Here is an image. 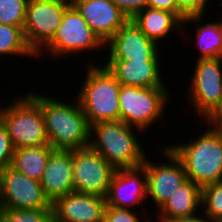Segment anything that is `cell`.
Instances as JSON below:
<instances>
[{
	"label": "cell",
	"instance_id": "1",
	"mask_svg": "<svg viewBox=\"0 0 222 222\" xmlns=\"http://www.w3.org/2000/svg\"><path fill=\"white\" fill-rule=\"evenodd\" d=\"M29 94L38 102L49 145L54 150H77L89 146L90 126L78 99L66 103L35 90Z\"/></svg>",
	"mask_w": 222,
	"mask_h": 222
},
{
	"label": "cell",
	"instance_id": "2",
	"mask_svg": "<svg viewBox=\"0 0 222 222\" xmlns=\"http://www.w3.org/2000/svg\"><path fill=\"white\" fill-rule=\"evenodd\" d=\"M207 125L188 143L166 144L183 164L187 179L201 188L222 181V126Z\"/></svg>",
	"mask_w": 222,
	"mask_h": 222
},
{
	"label": "cell",
	"instance_id": "3",
	"mask_svg": "<svg viewBox=\"0 0 222 222\" xmlns=\"http://www.w3.org/2000/svg\"><path fill=\"white\" fill-rule=\"evenodd\" d=\"M135 131L144 133L120 120L95 123L90 126L89 147L115 169L140 167L147 155Z\"/></svg>",
	"mask_w": 222,
	"mask_h": 222
},
{
	"label": "cell",
	"instance_id": "4",
	"mask_svg": "<svg viewBox=\"0 0 222 222\" xmlns=\"http://www.w3.org/2000/svg\"><path fill=\"white\" fill-rule=\"evenodd\" d=\"M86 67V76L76 98L88 125L120 120L119 93L122 85L105 65L92 62Z\"/></svg>",
	"mask_w": 222,
	"mask_h": 222
},
{
	"label": "cell",
	"instance_id": "5",
	"mask_svg": "<svg viewBox=\"0 0 222 222\" xmlns=\"http://www.w3.org/2000/svg\"><path fill=\"white\" fill-rule=\"evenodd\" d=\"M20 96H15L7 106L0 105V120L6 126L14 148L48 145L38 102L29 93Z\"/></svg>",
	"mask_w": 222,
	"mask_h": 222
},
{
	"label": "cell",
	"instance_id": "6",
	"mask_svg": "<svg viewBox=\"0 0 222 222\" xmlns=\"http://www.w3.org/2000/svg\"><path fill=\"white\" fill-rule=\"evenodd\" d=\"M168 87L121 86L120 121L140 129L142 132L152 128V124L164 117V110L171 93Z\"/></svg>",
	"mask_w": 222,
	"mask_h": 222
},
{
	"label": "cell",
	"instance_id": "7",
	"mask_svg": "<svg viewBox=\"0 0 222 222\" xmlns=\"http://www.w3.org/2000/svg\"><path fill=\"white\" fill-rule=\"evenodd\" d=\"M43 49L37 54V57H41L43 51L46 50L45 53L49 52V55L54 56L53 59L63 57L66 59V56L68 58L85 51L90 53V50H96L95 53L99 50L103 52L105 43L89 27L78 11L70 5L63 14L55 36Z\"/></svg>",
	"mask_w": 222,
	"mask_h": 222
},
{
	"label": "cell",
	"instance_id": "8",
	"mask_svg": "<svg viewBox=\"0 0 222 222\" xmlns=\"http://www.w3.org/2000/svg\"><path fill=\"white\" fill-rule=\"evenodd\" d=\"M70 0H29L24 35L28 46L37 55L53 39Z\"/></svg>",
	"mask_w": 222,
	"mask_h": 222
},
{
	"label": "cell",
	"instance_id": "9",
	"mask_svg": "<svg viewBox=\"0 0 222 222\" xmlns=\"http://www.w3.org/2000/svg\"><path fill=\"white\" fill-rule=\"evenodd\" d=\"M188 87L191 103L202 121L217 107L222 97V58L197 59ZM201 115V116H200Z\"/></svg>",
	"mask_w": 222,
	"mask_h": 222
},
{
	"label": "cell",
	"instance_id": "10",
	"mask_svg": "<svg viewBox=\"0 0 222 222\" xmlns=\"http://www.w3.org/2000/svg\"><path fill=\"white\" fill-rule=\"evenodd\" d=\"M74 192L106 197L116 169L89 146L72 150Z\"/></svg>",
	"mask_w": 222,
	"mask_h": 222
},
{
	"label": "cell",
	"instance_id": "11",
	"mask_svg": "<svg viewBox=\"0 0 222 222\" xmlns=\"http://www.w3.org/2000/svg\"><path fill=\"white\" fill-rule=\"evenodd\" d=\"M2 209H52L40 181L30 179L11 166L0 170Z\"/></svg>",
	"mask_w": 222,
	"mask_h": 222
},
{
	"label": "cell",
	"instance_id": "12",
	"mask_svg": "<svg viewBox=\"0 0 222 222\" xmlns=\"http://www.w3.org/2000/svg\"><path fill=\"white\" fill-rule=\"evenodd\" d=\"M160 155H163L167 162L154 163L150 157H145L142 166L146 170L147 197L153 200L158 209L165 203L175 190L187 180L184 166L179 158L165 144L162 145Z\"/></svg>",
	"mask_w": 222,
	"mask_h": 222
},
{
	"label": "cell",
	"instance_id": "13",
	"mask_svg": "<svg viewBox=\"0 0 222 222\" xmlns=\"http://www.w3.org/2000/svg\"><path fill=\"white\" fill-rule=\"evenodd\" d=\"M159 46L129 20L105 43V49H109L106 57L108 60H160Z\"/></svg>",
	"mask_w": 222,
	"mask_h": 222
},
{
	"label": "cell",
	"instance_id": "14",
	"mask_svg": "<svg viewBox=\"0 0 222 222\" xmlns=\"http://www.w3.org/2000/svg\"><path fill=\"white\" fill-rule=\"evenodd\" d=\"M105 198L107 206L116 208L134 210V207L145 204L147 198L145 168L140 166L116 169Z\"/></svg>",
	"mask_w": 222,
	"mask_h": 222
},
{
	"label": "cell",
	"instance_id": "15",
	"mask_svg": "<svg viewBox=\"0 0 222 222\" xmlns=\"http://www.w3.org/2000/svg\"><path fill=\"white\" fill-rule=\"evenodd\" d=\"M89 27L107 43L128 21L111 0H70Z\"/></svg>",
	"mask_w": 222,
	"mask_h": 222
},
{
	"label": "cell",
	"instance_id": "16",
	"mask_svg": "<svg viewBox=\"0 0 222 222\" xmlns=\"http://www.w3.org/2000/svg\"><path fill=\"white\" fill-rule=\"evenodd\" d=\"M106 198L68 193L52 204L54 222H104Z\"/></svg>",
	"mask_w": 222,
	"mask_h": 222
},
{
	"label": "cell",
	"instance_id": "17",
	"mask_svg": "<svg viewBox=\"0 0 222 222\" xmlns=\"http://www.w3.org/2000/svg\"><path fill=\"white\" fill-rule=\"evenodd\" d=\"M104 65L122 86L166 87L160 60H106Z\"/></svg>",
	"mask_w": 222,
	"mask_h": 222
},
{
	"label": "cell",
	"instance_id": "18",
	"mask_svg": "<svg viewBox=\"0 0 222 222\" xmlns=\"http://www.w3.org/2000/svg\"><path fill=\"white\" fill-rule=\"evenodd\" d=\"M43 192L51 204L74 192L72 151L53 150L40 179Z\"/></svg>",
	"mask_w": 222,
	"mask_h": 222
},
{
	"label": "cell",
	"instance_id": "19",
	"mask_svg": "<svg viewBox=\"0 0 222 222\" xmlns=\"http://www.w3.org/2000/svg\"><path fill=\"white\" fill-rule=\"evenodd\" d=\"M202 188L187 179L183 182L165 203L157 210L159 222H167L180 218L195 216L201 209Z\"/></svg>",
	"mask_w": 222,
	"mask_h": 222
},
{
	"label": "cell",
	"instance_id": "20",
	"mask_svg": "<svg viewBox=\"0 0 222 222\" xmlns=\"http://www.w3.org/2000/svg\"><path fill=\"white\" fill-rule=\"evenodd\" d=\"M131 21L152 41L159 44V41L167 39L168 34L173 31L182 33L183 21L175 14L167 10L146 7L138 12Z\"/></svg>",
	"mask_w": 222,
	"mask_h": 222
},
{
	"label": "cell",
	"instance_id": "21",
	"mask_svg": "<svg viewBox=\"0 0 222 222\" xmlns=\"http://www.w3.org/2000/svg\"><path fill=\"white\" fill-rule=\"evenodd\" d=\"M206 14L189 15L183 20L182 33H185L186 25L196 23V49H198L197 59L206 58H222V18L219 21L207 23L204 22L203 17ZM200 21V22H199ZM186 23V25H185ZM201 23V24H200ZM203 25V26H202ZM185 26V27H184Z\"/></svg>",
	"mask_w": 222,
	"mask_h": 222
},
{
	"label": "cell",
	"instance_id": "22",
	"mask_svg": "<svg viewBox=\"0 0 222 222\" xmlns=\"http://www.w3.org/2000/svg\"><path fill=\"white\" fill-rule=\"evenodd\" d=\"M53 150L49 144L15 149L11 167L30 179L40 181L47 160Z\"/></svg>",
	"mask_w": 222,
	"mask_h": 222
},
{
	"label": "cell",
	"instance_id": "23",
	"mask_svg": "<svg viewBox=\"0 0 222 222\" xmlns=\"http://www.w3.org/2000/svg\"><path fill=\"white\" fill-rule=\"evenodd\" d=\"M36 57L37 55L28 46L23 28L0 23V56ZM19 55V56H18ZM17 56V57H16Z\"/></svg>",
	"mask_w": 222,
	"mask_h": 222
},
{
	"label": "cell",
	"instance_id": "24",
	"mask_svg": "<svg viewBox=\"0 0 222 222\" xmlns=\"http://www.w3.org/2000/svg\"><path fill=\"white\" fill-rule=\"evenodd\" d=\"M202 215L212 221L222 220V181L207 185L201 190ZM204 209V210H203Z\"/></svg>",
	"mask_w": 222,
	"mask_h": 222
},
{
	"label": "cell",
	"instance_id": "25",
	"mask_svg": "<svg viewBox=\"0 0 222 222\" xmlns=\"http://www.w3.org/2000/svg\"><path fill=\"white\" fill-rule=\"evenodd\" d=\"M29 0H0V23L24 28Z\"/></svg>",
	"mask_w": 222,
	"mask_h": 222
},
{
	"label": "cell",
	"instance_id": "26",
	"mask_svg": "<svg viewBox=\"0 0 222 222\" xmlns=\"http://www.w3.org/2000/svg\"><path fill=\"white\" fill-rule=\"evenodd\" d=\"M0 222H54L53 210L2 209L0 211Z\"/></svg>",
	"mask_w": 222,
	"mask_h": 222
},
{
	"label": "cell",
	"instance_id": "27",
	"mask_svg": "<svg viewBox=\"0 0 222 222\" xmlns=\"http://www.w3.org/2000/svg\"><path fill=\"white\" fill-rule=\"evenodd\" d=\"M138 212L131 209L116 208L106 206L104 213V222H152L151 216H147L145 219H141ZM141 219V220H140Z\"/></svg>",
	"mask_w": 222,
	"mask_h": 222
},
{
	"label": "cell",
	"instance_id": "28",
	"mask_svg": "<svg viewBox=\"0 0 222 222\" xmlns=\"http://www.w3.org/2000/svg\"><path fill=\"white\" fill-rule=\"evenodd\" d=\"M14 150L7 128L0 120V170L11 166Z\"/></svg>",
	"mask_w": 222,
	"mask_h": 222
},
{
	"label": "cell",
	"instance_id": "29",
	"mask_svg": "<svg viewBox=\"0 0 222 222\" xmlns=\"http://www.w3.org/2000/svg\"><path fill=\"white\" fill-rule=\"evenodd\" d=\"M131 20L138 12L143 11L148 0H111Z\"/></svg>",
	"mask_w": 222,
	"mask_h": 222
},
{
	"label": "cell",
	"instance_id": "30",
	"mask_svg": "<svg viewBox=\"0 0 222 222\" xmlns=\"http://www.w3.org/2000/svg\"><path fill=\"white\" fill-rule=\"evenodd\" d=\"M178 8L186 15H200L206 13L208 0H176ZM207 8V9H206ZM205 11V12H204Z\"/></svg>",
	"mask_w": 222,
	"mask_h": 222
},
{
	"label": "cell",
	"instance_id": "31",
	"mask_svg": "<svg viewBox=\"0 0 222 222\" xmlns=\"http://www.w3.org/2000/svg\"><path fill=\"white\" fill-rule=\"evenodd\" d=\"M147 7L175 13L182 21L187 17L177 6L176 0H148Z\"/></svg>",
	"mask_w": 222,
	"mask_h": 222
},
{
	"label": "cell",
	"instance_id": "32",
	"mask_svg": "<svg viewBox=\"0 0 222 222\" xmlns=\"http://www.w3.org/2000/svg\"><path fill=\"white\" fill-rule=\"evenodd\" d=\"M206 124L213 126H222V97L217 107L204 119Z\"/></svg>",
	"mask_w": 222,
	"mask_h": 222
},
{
	"label": "cell",
	"instance_id": "33",
	"mask_svg": "<svg viewBox=\"0 0 222 222\" xmlns=\"http://www.w3.org/2000/svg\"><path fill=\"white\" fill-rule=\"evenodd\" d=\"M167 222H215V221L210 220L206 216L203 217L201 214L200 215L197 214L192 217L180 218V219H175V220L167 221Z\"/></svg>",
	"mask_w": 222,
	"mask_h": 222
},
{
	"label": "cell",
	"instance_id": "34",
	"mask_svg": "<svg viewBox=\"0 0 222 222\" xmlns=\"http://www.w3.org/2000/svg\"><path fill=\"white\" fill-rule=\"evenodd\" d=\"M2 202H1V181H0V211L2 210Z\"/></svg>",
	"mask_w": 222,
	"mask_h": 222
}]
</instances>
